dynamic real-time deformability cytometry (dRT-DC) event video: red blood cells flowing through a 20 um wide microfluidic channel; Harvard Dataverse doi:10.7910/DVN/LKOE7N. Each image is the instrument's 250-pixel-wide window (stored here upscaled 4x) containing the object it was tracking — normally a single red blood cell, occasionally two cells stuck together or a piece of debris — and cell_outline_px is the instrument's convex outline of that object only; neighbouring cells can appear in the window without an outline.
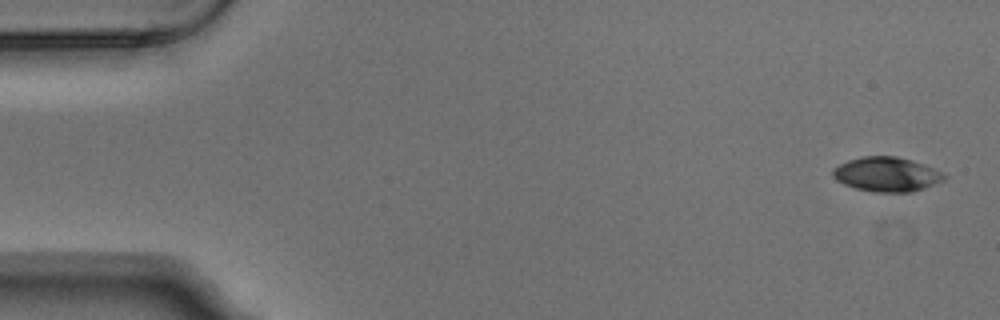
{"species": "Egyptian fruit bat (a non-hibernating species)", "species_latin": "Rousettus aegyptiacus", "temperature_condition": "warm", "stored_images_in_passage": 4, "camera_frame_rate_fps": 3000, "um_per_image_px": 0.085, "animal": {"sex": "male"}, "frame": {"image": 1, "passage_image": 1, "time_ms": 0.0, "image_size_px": [1000, 320], "cell_outline_px": [[948, 176], [944, 180], [924, 188], [912, 192], [876, 192], [856, 188], [844, 184], [836, 180], [832, 176], [832, 168], [848, 160], [860, 156], [896, 156], [912, 160], [924, 164], [944, 172]], "centroid_in_image_um": [75.38, 14.81], "position_along_channel_um": 9.6, "area_um2": 22.54}}